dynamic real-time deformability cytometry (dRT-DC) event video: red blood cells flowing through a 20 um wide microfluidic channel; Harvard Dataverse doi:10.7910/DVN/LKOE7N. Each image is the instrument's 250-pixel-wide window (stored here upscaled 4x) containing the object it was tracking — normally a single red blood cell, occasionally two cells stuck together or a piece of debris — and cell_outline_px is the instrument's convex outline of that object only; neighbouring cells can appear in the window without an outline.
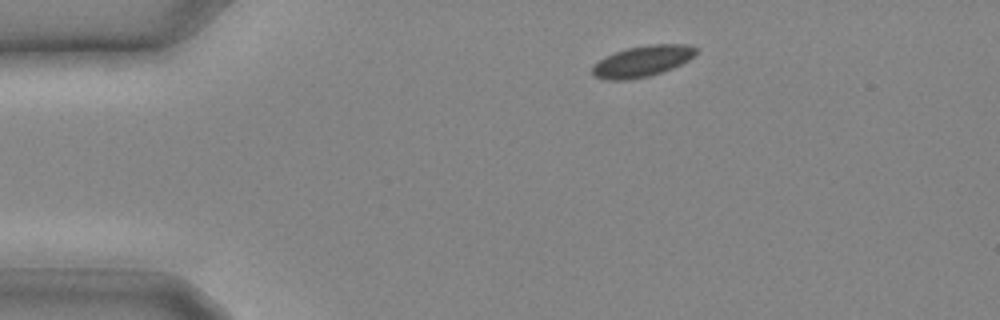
{"species": "common noctule bat (a hibernating species)", "species_latin": "Nyctalus noctula", "temperature_condition": "cold", "stored_images_in_passage": 6, "camera_frame_rate_fps": 3000, "um_per_image_px": 0.085, "animal": {"sex": "male", "body_mass_g": 20.4}, "frame": {"image": 1, "passage_image": 1, "time_ms": 0.0, "image_size_px": [1000, 320], "cell_outline_px": [[700, 48], [688, 60], [672, 68], [648, 76], [628, 80], [608, 80], [596, 76], [592, 72], [592, 68], [600, 60], [616, 52], [628, 48], [652, 44], [688, 44]], "centroid_in_image_um": [54.64, 5.19], "position_along_channel_um": 30.4, "area_um2": 18.38}}
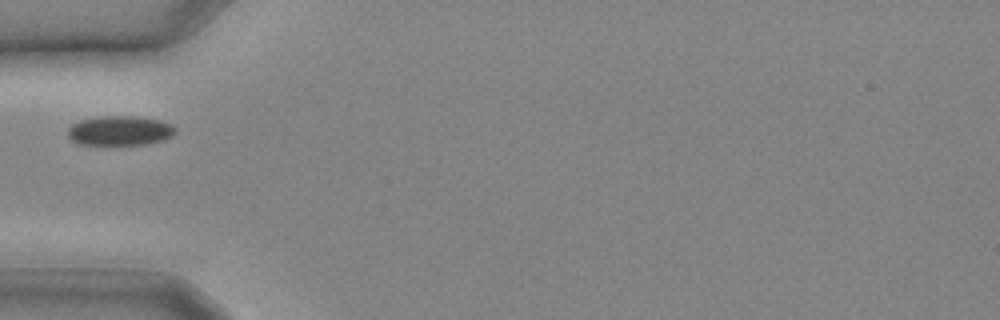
{"frame": {"image": 2, "passage_image": 5, "time_ms": 1.333, "image_size_px": [1000, 320], "cell_outline_px": [[176, 132], [172, 136], [164, 140], [148, 144], [80, 144], [72, 140], [68, 136], [68, 128], [72, 124], [80, 120], [100, 116], [132, 116], [160, 120], [172, 124], [176, 128]], "centroid_in_image_um": [10.22, 11.1], "position_along_channel_um": 74.8, "area_um2": 18.55}}